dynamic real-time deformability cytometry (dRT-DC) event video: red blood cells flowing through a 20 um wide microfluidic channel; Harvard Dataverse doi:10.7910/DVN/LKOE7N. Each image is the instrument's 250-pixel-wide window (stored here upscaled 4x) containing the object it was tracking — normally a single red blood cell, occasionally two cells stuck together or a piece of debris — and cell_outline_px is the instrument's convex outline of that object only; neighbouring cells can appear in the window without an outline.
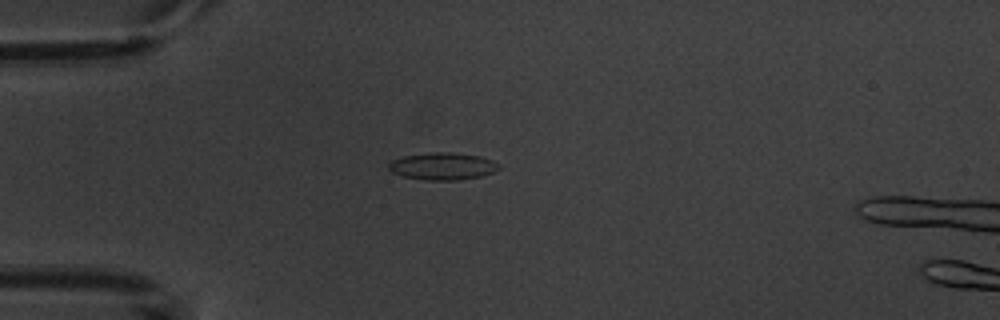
{"species": "common noctule bat (a hibernating species)", "species_latin": "Nyctalus noctula", "temperature_condition": "warm", "stored_images_in_passage": 2, "camera_frame_rate_fps": 3000, "um_per_image_px": 0.085, "animal": {"sex": "male", "body_mass_g": 20.1, "forearm_length_mm": 53.5}, "frame": {"image": 1, "passage_image": 1, "time_ms": 0.0, "image_size_px": [1000, 320], "cell_outline_px": [[500, 168], [492, 172], [480, 176], [456, 180], [428, 180], [404, 176], [392, 172], [388, 168], [388, 164], [392, 160], [404, 156], [428, 152], [452, 152], [480, 156], [492, 160], [500, 164]], "centroid_in_image_um": [37.63, 14.11], "position_along_channel_um": 47.4, "area_um2": 17.4}}